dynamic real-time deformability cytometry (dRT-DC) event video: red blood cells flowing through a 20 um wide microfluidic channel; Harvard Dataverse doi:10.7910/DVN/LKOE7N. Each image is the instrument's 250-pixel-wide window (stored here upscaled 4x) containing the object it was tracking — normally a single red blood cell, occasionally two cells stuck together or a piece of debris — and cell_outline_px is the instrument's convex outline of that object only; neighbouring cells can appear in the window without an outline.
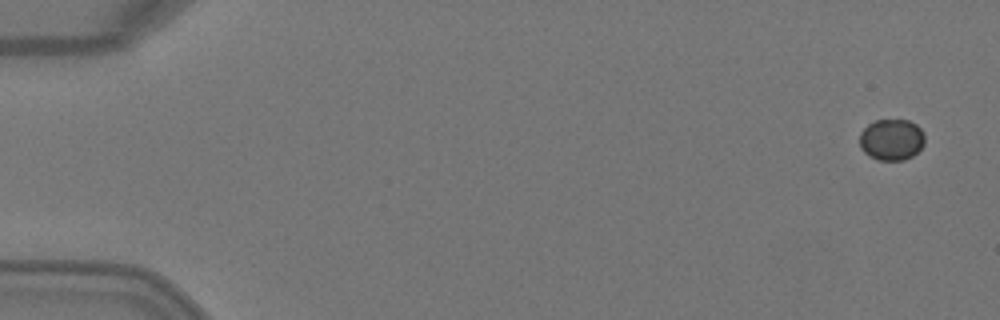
{"species": "Egyptian fruit bat (a non-hibernating species)", "species_latin": "Rousettus aegyptiacus", "temperature_condition": "warm", "stored_images_in_passage": 6, "camera_frame_rate_fps": 3000, "um_per_image_px": 0.085, "animal": {"sex": "female"}, "frame": {"image": 1, "passage_image": 1, "time_ms": 0.0, "image_size_px": [1000, 320], "cell_outline_px": [[924, 144], [912, 156], [904, 160], [876, 160], [864, 152], [860, 148], [860, 132], [868, 124], [876, 120], [908, 120], [916, 124], [924, 132]], "centroid_in_image_um": [75.77, 11.87], "position_along_channel_um": 9.2, "area_um2": 15.72}}
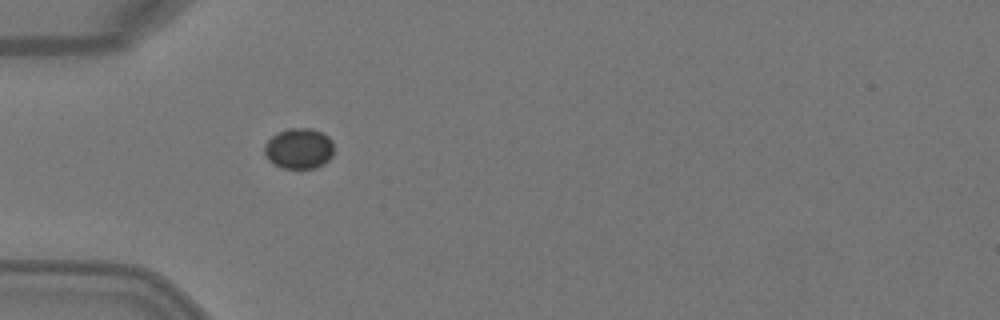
{"frame": {"image": 2, "passage_image": 4, "time_ms": 1.0, "image_size_px": [1000, 320], "cell_outline_px": [[332, 156], [324, 164], [316, 168], [284, 168], [272, 164], [264, 156], [264, 144], [272, 136], [288, 128], [312, 128], [328, 136], [332, 140]], "centroid_in_image_um": [25.39, 12.63], "position_along_channel_um": 59.6, "area_um2": 16.53}}